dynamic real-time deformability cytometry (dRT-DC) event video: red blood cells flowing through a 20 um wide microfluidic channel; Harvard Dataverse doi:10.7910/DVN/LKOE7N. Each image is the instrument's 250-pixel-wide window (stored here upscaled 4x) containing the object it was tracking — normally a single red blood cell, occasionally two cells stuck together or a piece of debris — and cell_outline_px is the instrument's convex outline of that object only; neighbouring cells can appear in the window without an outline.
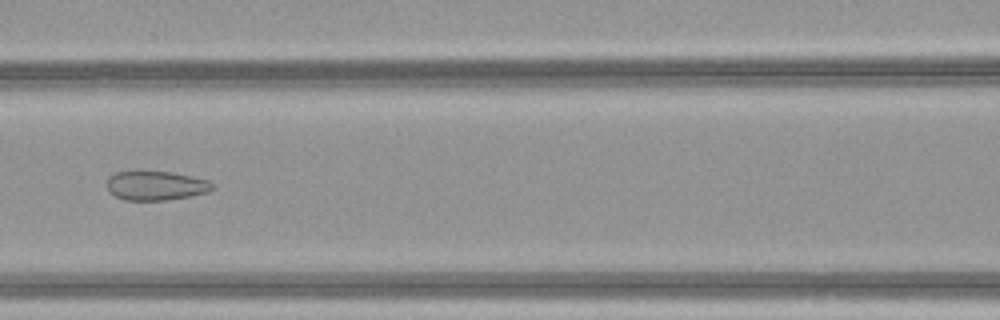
{"species": "common noctule bat (a hibernating species)", "species_latin": "Nyctalus noctula", "temperature_condition": "warm", "stored_images_in_passage": 52, "camera_frame_rate_fps": 3000, "um_per_image_px": 0.085, "animal": {"sex": "female", "body_mass_g": 21.9}, "frame": {"image": 1, "passage_image": 25, "time_ms": 8.0, "image_size_px": [1000, 320], "cell_outline_px": [[216, 188], [208, 192], [188, 196], [164, 200], [124, 200], [108, 192], [108, 176], [116, 172], [172, 172], [192, 176], [208, 180]], "centroid_in_image_um": [13.26, 15.78], "position_along_channel_um": 153.3, "area_um2": 17.8}}
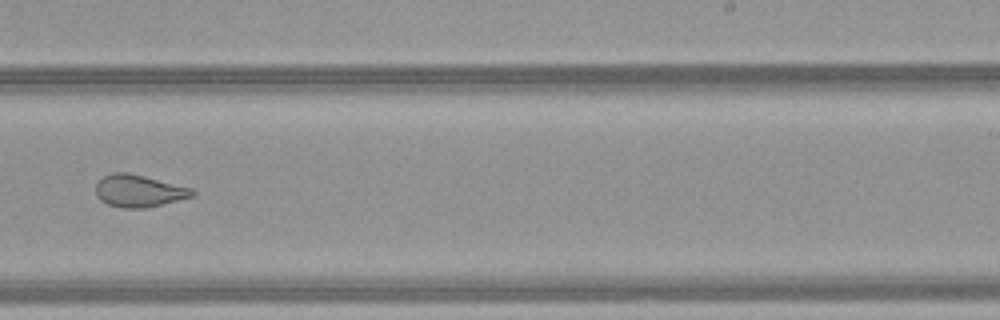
{"frame": {"image": 2, "passage_image": 34, "time_ms": 11.0, "image_size_px": [1000, 320], "cell_outline_px": [[196, 192], [192, 196], [144, 208], [120, 208], [108, 204], [100, 200], [96, 196], [96, 184], [104, 176], [112, 172], [128, 172], [192, 188]], "centroid_in_image_um": [11.76, 16.22], "position_along_channel_um": 277.2, "area_um2": 17.92}}
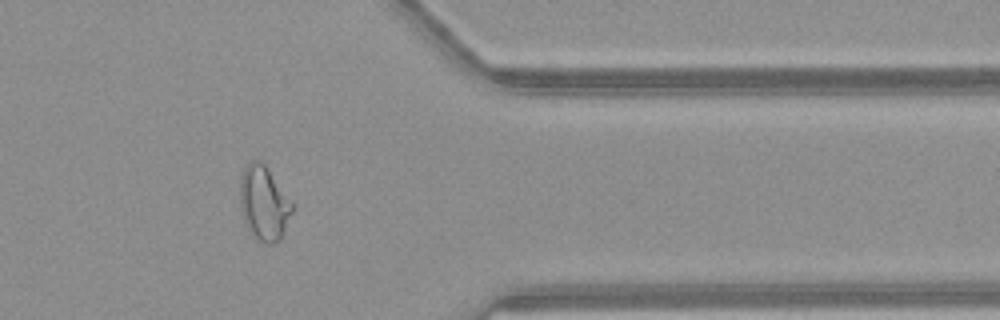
{"frame": {"image": 3, "passage_image": 43, "time_ms": 14.0, "image_size_px": [1000, 320], "cell_outline_px": [[292, 212], [284, 232], [280, 240], [272, 244], [264, 244], [252, 236], [244, 220], [240, 204], [240, 176], [244, 168], [256, 156], [268, 168], [292, 204]], "centroid_in_image_um": [22.4, 17.27], "position_along_channel_um": 389.0, "area_um2": 22.54}, "authors_computed_cell_mechanics": {"area_um2": 24.276, "velocity_mm_per_s": 4.1394, "shape_relaxation_time_tau1_ms": null, "shape_relaxation_time_tau2_ms": 1.0872, "deformation_change_tau1": null, "deformation_change_tau2": 0.0853}}